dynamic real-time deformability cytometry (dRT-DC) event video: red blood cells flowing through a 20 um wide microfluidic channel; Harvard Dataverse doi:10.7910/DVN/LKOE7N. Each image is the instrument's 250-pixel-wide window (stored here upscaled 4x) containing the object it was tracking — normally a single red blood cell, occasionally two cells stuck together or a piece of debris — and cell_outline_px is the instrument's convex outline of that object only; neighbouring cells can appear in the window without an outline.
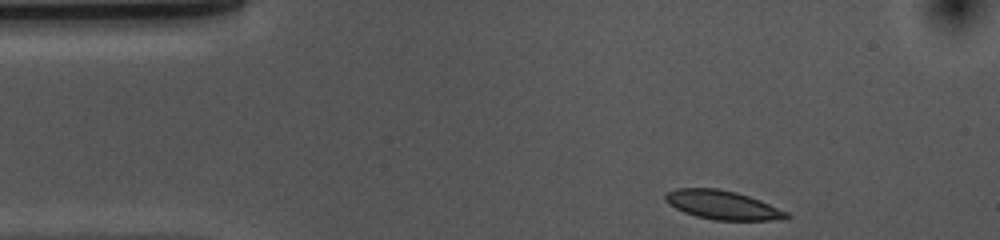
{"species": "common noctule bat (a hibernating species)", "species_latin": "Nyctalus noctula", "temperature_condition": "cold", "stored_images_in_passage": 37, "camera_frame_rate_fps": 3000, "um_per_image_px": 0.085, "animal": {"sex": "female", "body_mass_g": 10.0, "forearm_length_mm": 53.1}, "frame": {"image": 1, "passage_image": 1, "time_ms": 0.0, "image_size_px": [1000, 240], "cell_outline_px": [[792, 216], [788, 220], [712, 220], [696, 216], [684, 212], [668, 204], [664, 200], [664, 196], [668, 192], [676, 188], [716, 188], [736, 192], [760, 200], [788, 212]], "centroid_in_image_um": [61.45, 17.43], "position_along_channel_um": 23.6, "area_um2": 20.52}}
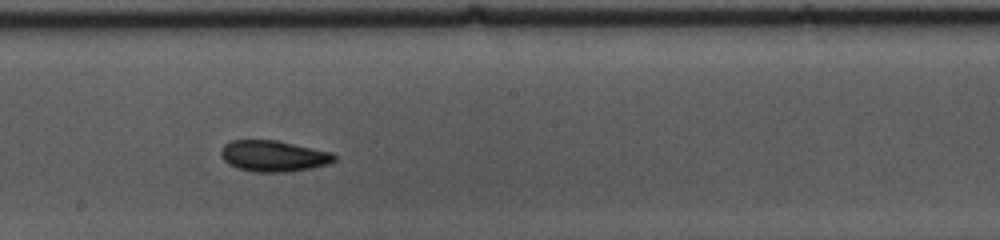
{"frame": {"image": 2, "passage_image": 22, "time_ms": 7.0, "image_size_px": [1000, 240], "cell_outline_px": [[336, 160], [328, 164], [312, 168], [288, 172], [252, 172], [228, 164], [224, 160], [220, 152], [224, 144], [232, 140], [276, 140], [332, 152], [336, 156]], "centroid_in_image_um": [23.26, 13.26], "position_along_channel_um": 224.9, "area_um2": 20.58}}
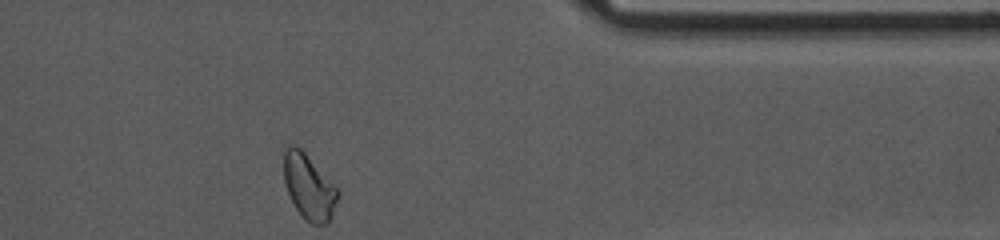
{"frame": {"image": 3, "passage_image": 37, "time_ms": 12.0, "image_size_px": [1000, 240], "cell_outline_px": [[340, 192], [332, 216], [324, 224], [312, 224], [296, 208], [288, 192], [284, 180], [284, 148], [288, 144], [296, 144], [304, 152]], "centroid_in_image_um": [26.24, 15.84], "position_along_channel_um": 385.2, "area_um2": 20.0}, "authors_computed_cell_mechanics": {"area_um2": 20.519, "velocity_mm_per_s": 3.6396, "shape_relaxation_time_tau1_ms": 6.3616, "shape_relaxation_time_tau2_ms": null, "deformation_change_tau1": 0.1227, "deformation_change_tau2": null}}